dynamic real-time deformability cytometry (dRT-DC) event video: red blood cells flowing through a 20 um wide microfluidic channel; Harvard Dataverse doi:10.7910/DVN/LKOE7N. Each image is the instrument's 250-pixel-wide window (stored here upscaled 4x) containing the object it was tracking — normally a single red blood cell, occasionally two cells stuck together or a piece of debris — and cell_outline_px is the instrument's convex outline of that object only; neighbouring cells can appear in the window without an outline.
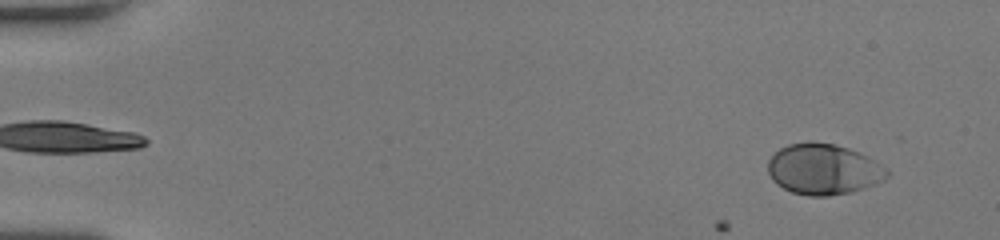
{"species": "human", "species_latin": "Homo sapiens", "temperature_condition": "room temperature", "stored_images_in_passage": 52, "camera_frame_rate_fps": 3000, "um_per_image_px": 0.085, "donor": {"sex": "female"}, "frame": {"image": 1, "passage_image": 4, "time_ms": 1.0, "image_size_px": [1000, 240], "cell_outline_px": [[888, 176], [884, 180], [876, 184], [852, 192], [828, 196], [808, 196], [792, 192], [776, 184], [772, 180], [768, 172], [768, 160], [780, 148], [788, 144], [812, 140], [832, 144], [848, 148], [868, 156], [880, 164], [888, 172]], "centroid_in_image_um": [69.98, 14.38], "position_along_channel_um": 15.0, "area_um2": 35.37}}
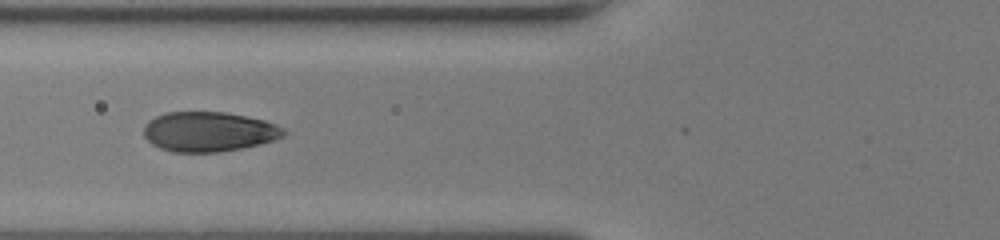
{"frame": {"image": 2, "passage_image": 22, "time_ms": 7.0, "image_size_px": [1000, 240], "cell_outline_px": [[288, 132], [284, 136], [276, 140], [260, 144], [220, 152], [172, 152], [160, 148], [152, 144], [144, 136], [144, 124], [148, 120], [164, 112], [224, 112], [264, 120], [276, 124]], "centroid_in_image_um": [17.74, 11.19], "position_along_channel_um": 108.1, "area_um2": 32.6}}
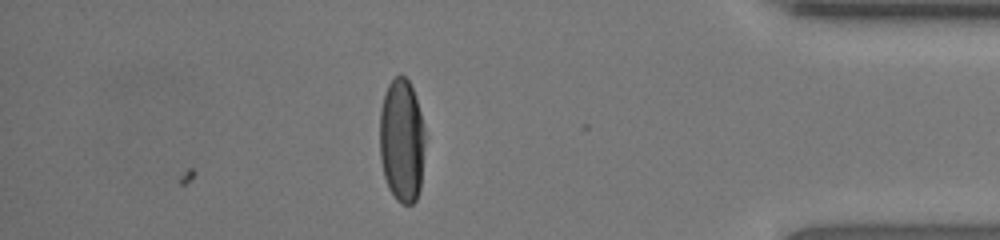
{"frame": {"image": 3, "passage_image": 46, "time_ms": 15.0, "image_size_px": [1000, 240], "cell_outline_px": [[424, 144], [420, 188], [416, 200], [412, 204], [400, 204], [396, 200], [388, 188], [384, 176], [380, 160], [380, 112], [384, 92], [388, 84], [400, 72], [408, 80], [412, 88], [420, 112], [424, 132]], "centroid_in_image_um": [34.13, 11.95], "position_along_channel_um": 401.1, "area_um2": 32.71}, "authors_computed_cell_mechanics": {"area_um2": 34.0731, "velocity_mm_per_s": 4.0627, "shape_relaxation_time_tau1_ms": 3.4657, "shape_relaxation_time_tau2_ms": null, "deformation_change_tau1": 0.1988, "deformation_change_tau2": null}}